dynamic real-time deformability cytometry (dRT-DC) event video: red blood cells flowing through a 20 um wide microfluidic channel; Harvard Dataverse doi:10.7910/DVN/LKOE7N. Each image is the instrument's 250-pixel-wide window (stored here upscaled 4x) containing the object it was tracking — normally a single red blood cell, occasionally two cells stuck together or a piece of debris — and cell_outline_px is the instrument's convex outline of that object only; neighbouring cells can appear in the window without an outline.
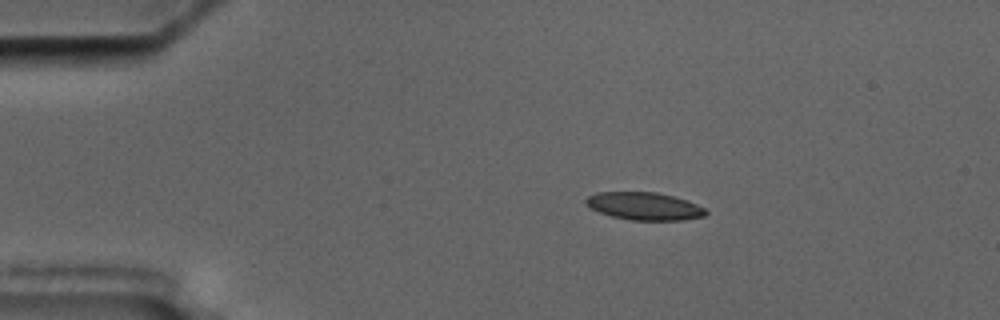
{"species": "common noctule bat (a hibernating species)", "species_latin": "Nyctalus noctula", "temperature_condition": "cold", "stored_images_in_passage": 5, "camera_frame_rate_fps": 3000, "um_per_image_px": 0.085, "animal": {"sex": "male", "body_mass_g": 17.5, "forearm_length_mm": 52.3}, "frame": {"image": 1, "passage_image": 2, "time_ms": 1.333, "image_size_px": [1000, 320], "cell_outline_px": [[708, 212], [704, 216], [684, 220], [632, 220], [612, 216], [588, 208], [584, 204], [584, 200], [588, 196], [596, 192], [656, 192], [688, 200], [704, 208]], "centroid_in_image_um": [54.73, 17.52], "position_along_channel_um": 30.3, "area_um2": 19.42}}
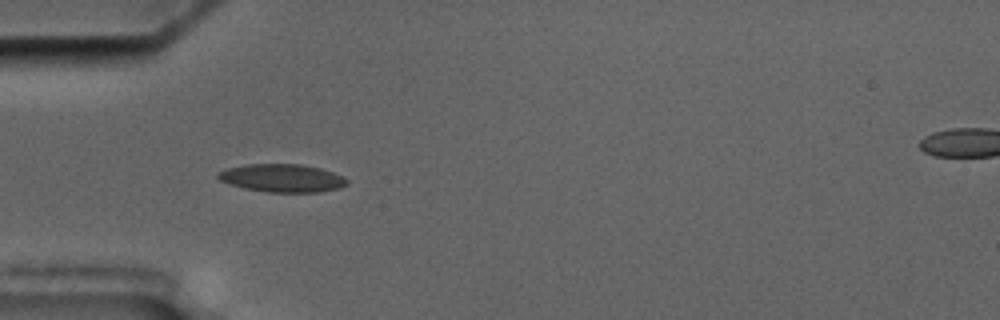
{"frame": {"image": 2, "passage_image": 4, "time_ms": 3.667, "image_size_px": [1000, 320], "cell_outline_px": [[348, 184], [336, 188], [320, 192], [268, 192], [244, 188], [220, 180], [216, 176], [220, 172], [228, 168], [244, 164], [300, 164], [320, 168], [332, 172], [348, 180]], "centroid_in_image_um": [23.98, 15.13], "position_along_channel_um": 61.0, "area_um2": 20.75}}